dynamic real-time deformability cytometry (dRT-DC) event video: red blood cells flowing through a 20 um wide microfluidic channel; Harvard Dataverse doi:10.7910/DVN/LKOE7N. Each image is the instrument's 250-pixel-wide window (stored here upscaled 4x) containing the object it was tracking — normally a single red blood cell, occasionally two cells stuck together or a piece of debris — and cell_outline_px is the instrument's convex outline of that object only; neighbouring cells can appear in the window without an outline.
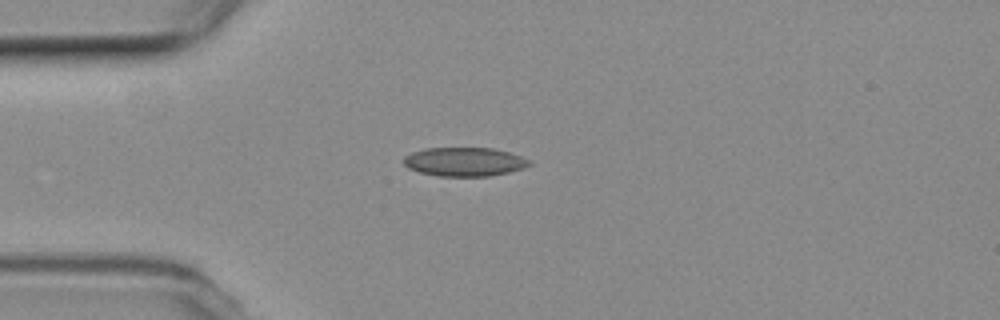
{"species": "common noctule bat (a hibernating species)", "species_latin": "Nyctalus noctula", "temperature_condition": "room temperature", "stored_images_in_passage": 41, "camera_frame_rate_fps": 3000, "um_per_image_px": 0.085, "animal": {"sex": "female", "body_mass_g": 19.3, "forearm_length_mm": 54.1}, "frame": {"image": 1, "passage_image": 1, "time_ms": 0.0, "image_size_px": [1000, 320], "cell_outline_px": [[532, 164], [524, 168], [508, 172], [488, 176], [440, 176], [420, 172], [408, 168], [404, 164], [404, 156], [412, 152], [424, 148], [492, 148], [508, 152], [520, 156], [528, 160]], "centroid_in_image_um": [39.46, 13.75], "position_along_channel_um": 45.5, "area_um2": 20.98}}
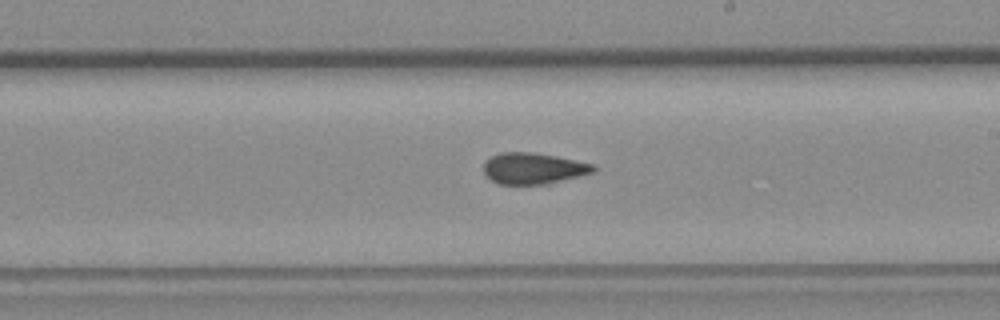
{"frame": {"image": 2, "passage_image": 18, "time_ms": 5.667, "image_size_px": [1000, 320], "cell_outline_px": [[596, 168], [592, 172], [580, 176], [548, 184], [496, 184], [484, 172], [484, 164], [492, 156], [504, 152], [532, 152], [556, 156], [596, 164]], "centroid_in_image_um": [45.37, 14.32], "position_along_channel_um": 243.6, "area_um2": 19.88}}
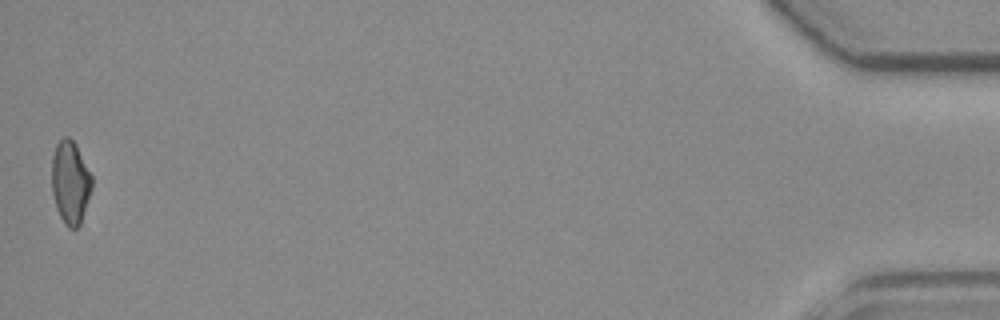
{"frame": {"image": 3, "passage_image": 41, "time_ms": 13.333, "image_size_px": [1000, 320], "cell_outline_px": [[92, 188], [80, 224], [76, 228], [68, 228], [64, 224], [56, 208], [52, 192], [52, 156], [56, 144], [64, 136], [68, 136], [76, 144], [92, 176]], "centroid_in_image_um": [5.97, 15.49], "position_along_channel_um": 429.2, "area_um2": 19.42}, "authors_computed_cell_mechanics": {"area_um2": 20.1722, "velocity_mm_per_s": 3.7592, "shape_relaxation_time_tau1_ms": null, "shape_relaxation_time_tau2_ms": 7.4631, "deformation_change_tau1": null, "deformation_change_tau2": 0.112}}